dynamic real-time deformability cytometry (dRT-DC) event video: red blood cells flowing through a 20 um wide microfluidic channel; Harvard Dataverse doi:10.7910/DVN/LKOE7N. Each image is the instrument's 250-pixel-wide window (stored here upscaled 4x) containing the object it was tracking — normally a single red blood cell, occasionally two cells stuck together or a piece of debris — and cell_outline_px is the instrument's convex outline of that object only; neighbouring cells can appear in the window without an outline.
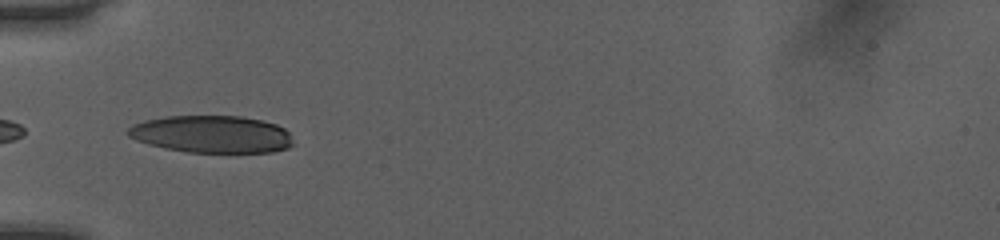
{"species": "human", "species_latin": "Homo sapiens", "temperature_condition": "room temperature", "stored_images_in_passage": 5, "camera_frame_rate_fps": 3000, "um_per_image_px": 0.085, "donor": {"sex": "female"}, "frame": {"image": 1, "passage_image": 1, "time_ms": 0.0, "image_size_px": [1000, 240], "cell_outline_px": [[296, 144], [288, 148], [272, 152], [188, 152], [164, 148], [148, 144], [136, 140], [128, 136], [124, 132], [132, 124], [144, 120], [164, 116], [240, 116], [260, 120], [276, 124], [284, 128], [288, 132]], "centroid_in_image_um": [17.98, 11.41], "position_along_channel_um": 67.0, "area_um2": 36.18}}